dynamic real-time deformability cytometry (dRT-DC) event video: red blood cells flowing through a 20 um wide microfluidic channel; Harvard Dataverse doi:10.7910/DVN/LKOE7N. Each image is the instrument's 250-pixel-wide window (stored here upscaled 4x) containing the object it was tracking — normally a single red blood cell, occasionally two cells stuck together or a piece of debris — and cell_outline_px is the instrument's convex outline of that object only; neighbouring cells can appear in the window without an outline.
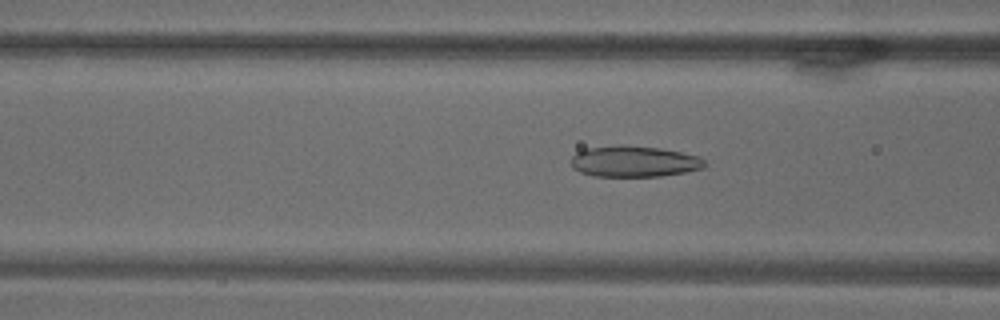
{"species": "common noctule bat (a hibernating species)", "species_latin": "Nyctalus noctula", "temperature_condition": "warm", "stored_images_in_passage": 70, "camera_frame_rate_fps": 3000, "um_per_image_px": 0.085, "animal": {"sex": "male", "body_mass_g": 18.8}, "frame": {"image": 1, "passage_image": 27, "time_ms": 8.667, "image_size_px": [1000, 320], "cell_outline_px": [[708, 164], [704, 168], [684, 172], [660, 176], [592, 176], [580, 172], [572, 168], [572, 156], [576, 152], [588, 148], [656, 148], [680, 152], [696, 156], [704, 160]], "centroid_in_image_um": [53.91, 13.78], "position_along_channel_um": 112.7, "area_um2": 23.12}}
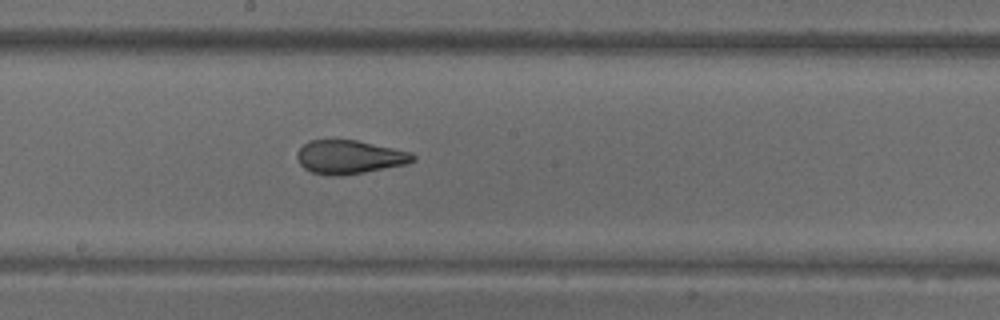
{"frame": {"image": 2, "passage_image": 38, "time_ms": 12.333, "image_size_px": [1000, 320], "cell_outline_px": [[416, 160], [408, 164], [364, 172], [340, 176], [332, 176], [312, 172], [304, 168], [300, 164], [296, 156], [296, 152], [308, 140], [356, 140], [412, 152], [416, 156]], "centroid_in_image_um": [29.72, 13.35], "position_along_channel_um": 218.5, "area_um2": 22.77}}
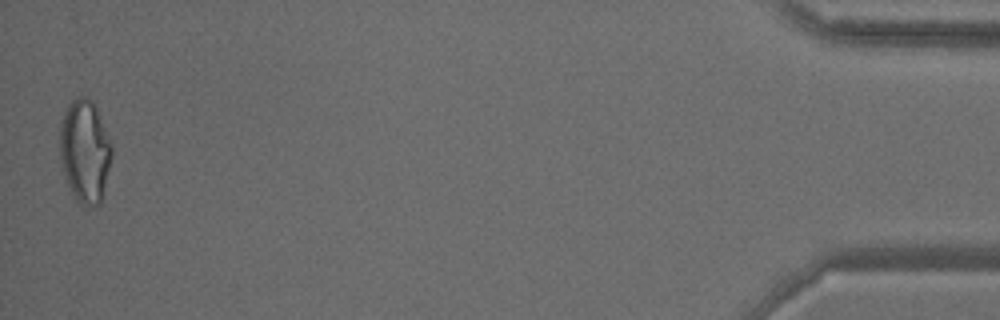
{"frame": {"image": 3, "passage_image": 69, "time_ms": 22.667, "image_size_px": [1000, 320], "cell_outline_px": [[112, 156], [100, 204], [88, 208], [80, 208], [68, 184], [64, 172], [60, 156], [60, 120], [68, 104], [72, 100], [80, 96], [84, 96], [92, 100], [96, 108], [112, 144]], "centroid_in_image_um": [7.21, 12.87], "position_along_channel_um": 428.0, "area_um2": 31.27}}